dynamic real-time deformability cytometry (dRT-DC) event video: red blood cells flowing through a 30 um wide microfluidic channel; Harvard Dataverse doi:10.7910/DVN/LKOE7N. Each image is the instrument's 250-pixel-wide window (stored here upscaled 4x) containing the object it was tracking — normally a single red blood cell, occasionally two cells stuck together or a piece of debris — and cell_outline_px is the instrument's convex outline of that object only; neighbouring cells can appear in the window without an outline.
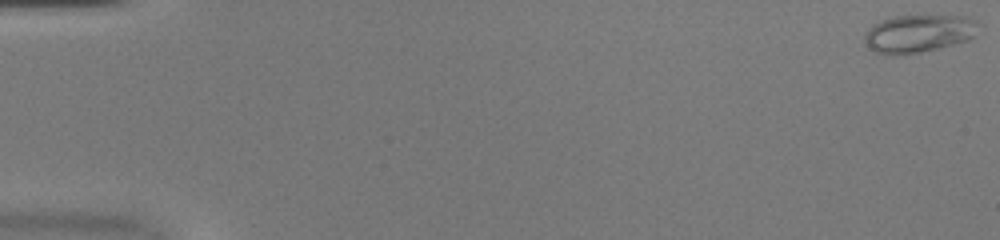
{"species": "common noctule bat (a hibernating species)", "species_latin": "Nyctalus noctula", "temperature_condition": "warm", "stored_images_in_passage": 52, "camera_frame_rate_fps": 3000, "um_per_image_px": 0.085, "animal": {"sex": "female", "body_mass_g": 20.0, "forearm_length_mm": 54.0}, "frame": {"image": 1, "passage_image": 1, "time_ms": 0.0, "image_size_px": [1000, 240], "cell_outline_px": [[984, 24], [976, 36], [968, 40], [920, 52], [892, 56], [872, 52], [864, 40], [864, 36], [868, 28], [872, 24], [880, 20], [896, 16], [968, 16]], "centroid_in_image_um": [78.12, 2.84], "position_along_channel_um": 6.9, "area_um2": 25.61}}
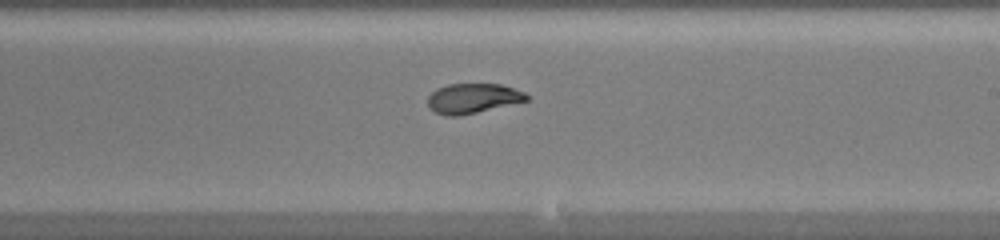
{"frame": {"image": 2, "passage_image": 32, "time_ms": 10.333, "image_size_px": [1000, 240], "cell_outline_px": [[528, 100], [476, 112], [456, 116], [444, 116], [428, 108], [428, 96], [436, 88], [448, 84], [500, 84], [524, 92], [528, 96]], "centroid_in_image_um": [40.14, 8.35], "position_along_channel_um": 248.9, "area_um2": 16.99}}
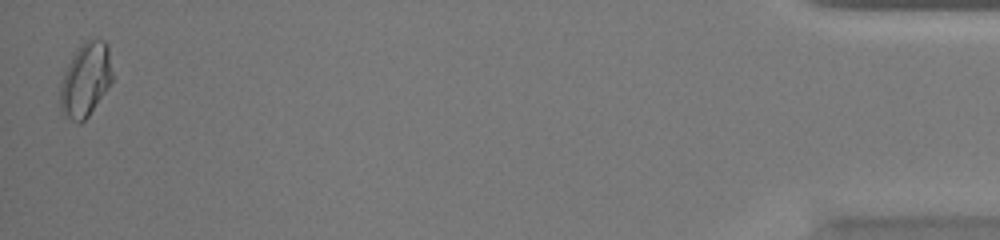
{"frame": {"image": 3, "passage_image": 52, "time_ms": 17.0, "image_size_px": [1000, 240], "cell_outline_px": [[112, 80], [88, 116], [80, 124], [72, 120], [60, 108], [60, 84], [64, 72], [72, 56], [80, 44], [88, 40], [104, 40], [108, 44], [112, 72]], "centroid_in_image_um": [7.27, 6.75], "position_along_channel_um": 427.9, "area_um2": 22.08}, "authors_computed_cell_mechanics": {"area_um2": 18.496, "velocity_mm_per_s": 3.9986, "shape_relaxation_time_tau1_ms": 10.1017, "shape_relaxation_time_tau2_ms": 1.7727, "deformation_change_tau1": 0.2923, "deformation_change_tau2": 0.0638}}